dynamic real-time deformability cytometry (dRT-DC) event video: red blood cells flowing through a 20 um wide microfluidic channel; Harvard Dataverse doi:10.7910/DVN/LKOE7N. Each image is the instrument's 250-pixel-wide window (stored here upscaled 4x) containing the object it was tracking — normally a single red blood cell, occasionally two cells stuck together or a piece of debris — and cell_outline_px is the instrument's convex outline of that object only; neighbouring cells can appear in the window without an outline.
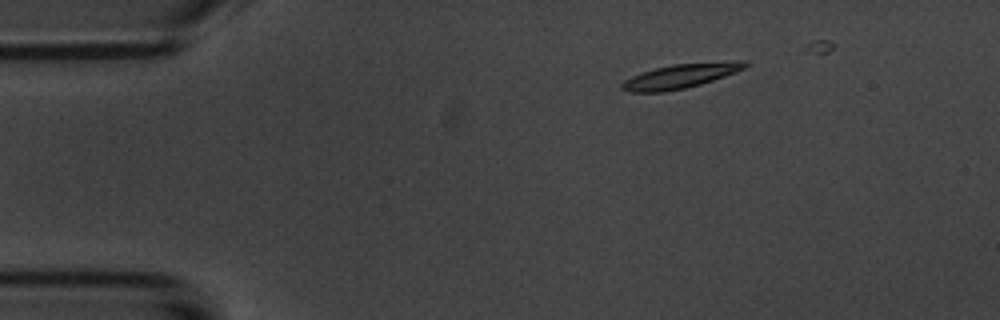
{"species": "common noctule bat (a hibernating species)", "species_latin": "Nyctalus noctula", "temperature_condition": "room temperature", "stored_images_in_passage": 6, "camera_frame_rate_fps": 3000, "um_per_image_px": 0.085, "animal": {"sex": "male", "body_mass_g": 20.1, "forearm_length_mm": 53.5}, "frame": {"image": 1, "passage_image": 3, "time_ms": 2.333, "image_size_px": [1000, 320], "cell_outline_px": [[752, 64], [744, 68], [724, 76], [700, 84], [684, 88], [664, 92], [628, 92], [620, 88], [620, 84], [624, 80], [640, 72], [672, 64], [740, 60], [744, 60]], "centroid_in_image_um": [57.83, 6.45], "position_along_channel_um": 27.2, "area_um2": 17.51}}